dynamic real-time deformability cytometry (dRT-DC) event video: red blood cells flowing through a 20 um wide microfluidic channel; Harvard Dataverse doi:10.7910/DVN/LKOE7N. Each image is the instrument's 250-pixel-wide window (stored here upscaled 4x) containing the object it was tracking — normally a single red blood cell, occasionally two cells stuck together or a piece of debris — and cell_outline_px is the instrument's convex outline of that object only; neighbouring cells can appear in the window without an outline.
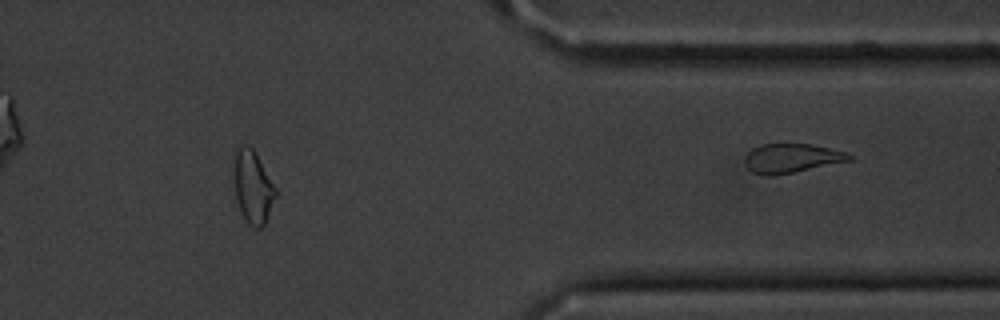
{"species": "common noctule bat (a hibernating species)", "species_latin": "Nyctalus noctula", "temperature_condition": "cold", "stored_images_in_passage": 44, "segment_of_instrument_passage": [2, 2], "camera_frame_rate_fps": 3000, "um_per_image_px": 0.085, "animal": {"sex": "male", "body_mass_g": 20.1, "forearm_length_mm": 53.5}, "frame": {"image": 1, "passage_image": 44, "time_ms": 14.333, "image_size_px": [1000, 320], "cell_outline_px": [[852, 160], [772, 176], [764, 176], [752, 172], [748, 168], [744, 160], [744, 156], [752, 148], [760, 144], [812, 144], [848, 152], [852, 156]], "centroid_in_image_um": [67.26, 13.44], "position_along_channel_um": 344.1, "area_um2": 17.74}}